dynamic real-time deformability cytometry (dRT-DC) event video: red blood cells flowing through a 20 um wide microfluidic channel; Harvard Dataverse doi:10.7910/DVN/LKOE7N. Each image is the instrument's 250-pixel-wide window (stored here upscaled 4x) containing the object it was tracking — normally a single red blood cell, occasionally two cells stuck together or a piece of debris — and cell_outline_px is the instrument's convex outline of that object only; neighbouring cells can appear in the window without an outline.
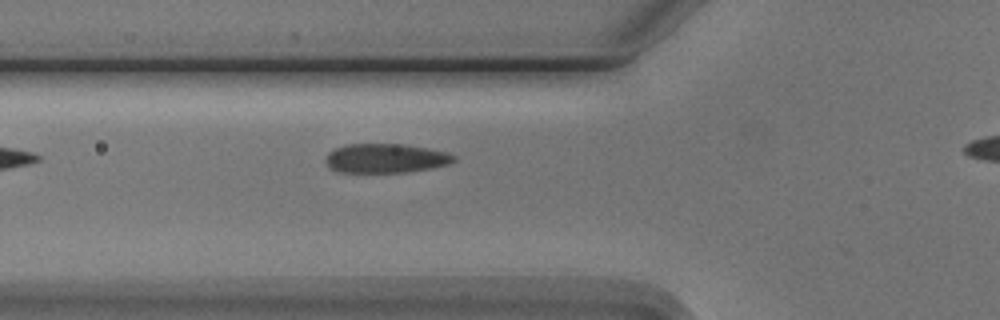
{"species": "Egyptian fruit bat (a non-hibernating species)", "species_latin": "Rousettus aegyptiacus", "temperature_condition": "cold", "stored_images_in_passage": 4, "segment_of_instrument_passage": [1, 2], "camera_frame_rate_fps": 3000, "um_per_image_px": 0.085, "animal": {"sex": "male"}, "frame": {"image": 1, "passage_image": 3, "time_ms": 2.333, "image_size_px": [1000, 320], "cell_outline_px": [[456, 160], [448, 164], [428, 168], [404, 172], [336, 172], [328, 164], [328, 152], [344, 144], [404, 144], [428, 148], [448, 152], [456, 156]], "centroid_in_image_um": [32.81, 13.44], "position_along_channel_um": 93.0, "area_um2": 21.62}}